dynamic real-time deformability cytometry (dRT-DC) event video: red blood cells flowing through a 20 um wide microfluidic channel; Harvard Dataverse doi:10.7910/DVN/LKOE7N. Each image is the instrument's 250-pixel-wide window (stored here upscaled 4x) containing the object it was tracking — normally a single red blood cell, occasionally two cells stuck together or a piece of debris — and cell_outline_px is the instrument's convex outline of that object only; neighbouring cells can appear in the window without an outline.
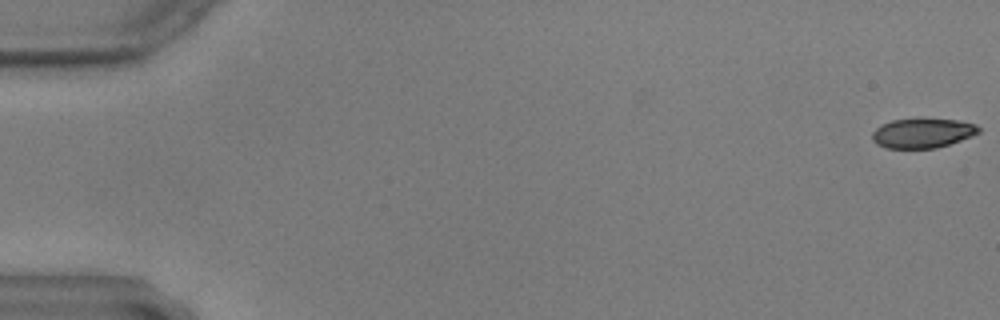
{"species": "common noctule bat (a hibernating species)", "species_latin": "Nyctalus noctula", "temperature_condition": "warm", "stored_images_in_passage": 42, "camera_frame_rate_fps": 3000, "um_per_image_px": 0.085, "animal": {"sex": "male", "body_mass_g": 17.9, "forearm_length_mm": 54.2}, "frame": {"image": 1, "passage_image": 1, "time_ms": 0.0, "image_size_px": [1000, 320], "cell_outline_px": [[980, 132], [972, 136], [936, 148], [884, 148], [876, 144], [872, 140], [872, 132], [880, 124], [892, 120], [920, 116], [956, 120], [976, 124], [980, 128]], "centroid_in_image_um": [78.38, 11.27], "position_along_channel_um": 6.6, "area_um2": 19.02}}
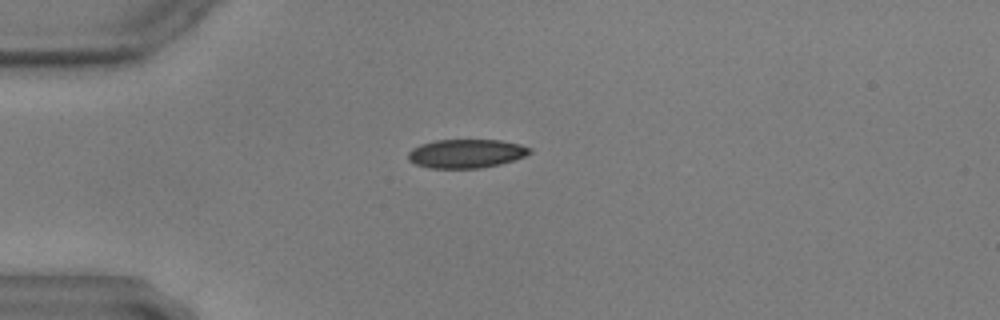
{"frame": {"image": 2, "passage_image": 16, "time_ms": 5.0, "image_size_px": [1000, 320], "cell_outline_px": [[532, 152], [524, 156], [500, 164], [480, 168], [428, 168], [416, 164], [408, 160], [408, 152], [412, 148], [420, 144], [436, 140], [500, 140], [520, 144], [532, 148]], "centroid_in_image_um": [39.61, 13.05], "position_along_channel_um": 45.4, "area_um2": 20.4}}
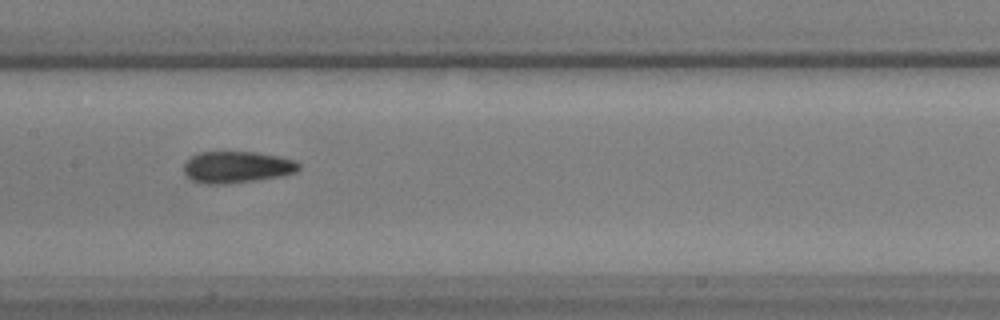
{"frame": {"image": 3, "passage_image": 30, "time_ms": 9.667, "image_size_px": [1000, 320], "cell_outline_px": [[300, 168], [296, 172], [284, 176], [228, 184], [208, 184], [192, 180], [184, 172], [184, 164], [192, 156], [200, 152], [256, 152], [280, 156], [296, 160], [300, 164]], "centroid_in_image_um": [20.19, 14.2], "position_along_channel_um": 187.2, "area_um2": 21.33}}